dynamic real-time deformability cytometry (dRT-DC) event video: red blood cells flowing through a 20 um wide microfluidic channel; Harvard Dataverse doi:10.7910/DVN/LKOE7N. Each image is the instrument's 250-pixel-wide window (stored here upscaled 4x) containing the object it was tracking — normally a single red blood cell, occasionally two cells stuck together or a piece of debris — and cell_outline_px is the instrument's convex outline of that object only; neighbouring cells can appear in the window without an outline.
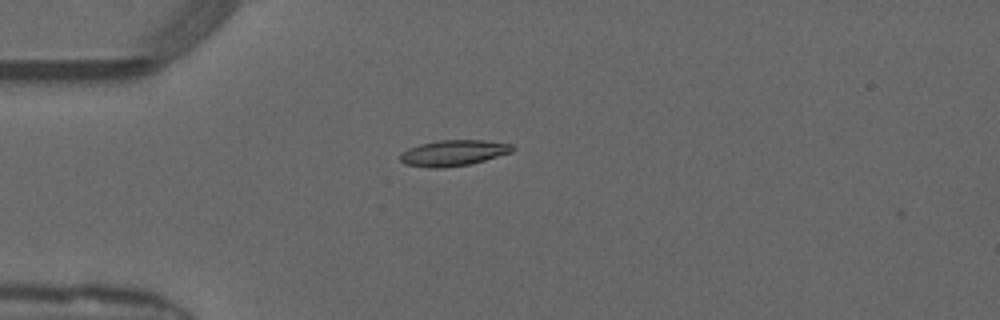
{"species": "common noctule bat (a hibernating species)", "species_latin": "Nyctalus noctula", "temperature_condition": "warm", "stored_images_in_passage": 4, "camera_frame_rate_fps": 3000, "um_per_image_px": 0.085, "animal": {"sex": "male", "forearm_length_mm": 52.5}, "frame": {"image": 1, "passage_image": 1, "time_ms": 0.0, "image_size_px": [1000, 320], "cell_outline_px": [[516, 148], [512, 152], [484, 160], [468, 164], [444, 168], [428, 168], [404, 164], [400, 160], [400, 152], [408, 148], [420, 144], [440, 140], [484, 140], [512, 144]], "centroid_in_image_um": [38.52, 13.0], "position_along_channel_um": 46.5, "area_um2": 16.99}}